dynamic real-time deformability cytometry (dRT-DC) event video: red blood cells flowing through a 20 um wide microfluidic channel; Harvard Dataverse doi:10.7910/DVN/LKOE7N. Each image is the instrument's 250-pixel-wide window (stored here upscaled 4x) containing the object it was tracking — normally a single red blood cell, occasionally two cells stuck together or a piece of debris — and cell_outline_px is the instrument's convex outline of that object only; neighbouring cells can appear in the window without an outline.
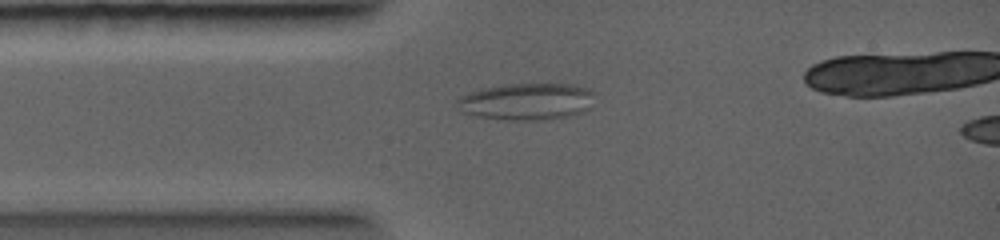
{"species": "common noctule bat (a hibernating species)", "species_latin": "Nyctalus noctula", "temperature_condition": "warm", "stored_images_in_passage": 4, "camera_frame_rate_fps": 5000, "um_per_image_px": 0.085, "animal": {"sex": "female", "body_mass_g": 19.0, "forearm_length_mm": 56.7}, "frame": {"image": 1, "passage_image": 3, "time_ms": 1.6, "image_size_px": [1000, 240], "cell_outline_px": [[592, 92], [588, 108], [584, 112], [568, 116], [544, 120], [504, 120], [476, 116], [460, 112], [452, 104], [460, 96], [472, 92], [488, 88], [508, 84], [572, 84], [588, 88]], "centroid_in_image_um": [44.69, 8.65], "position_along_channel_um": 40.3, "area_um2": 29.54}}